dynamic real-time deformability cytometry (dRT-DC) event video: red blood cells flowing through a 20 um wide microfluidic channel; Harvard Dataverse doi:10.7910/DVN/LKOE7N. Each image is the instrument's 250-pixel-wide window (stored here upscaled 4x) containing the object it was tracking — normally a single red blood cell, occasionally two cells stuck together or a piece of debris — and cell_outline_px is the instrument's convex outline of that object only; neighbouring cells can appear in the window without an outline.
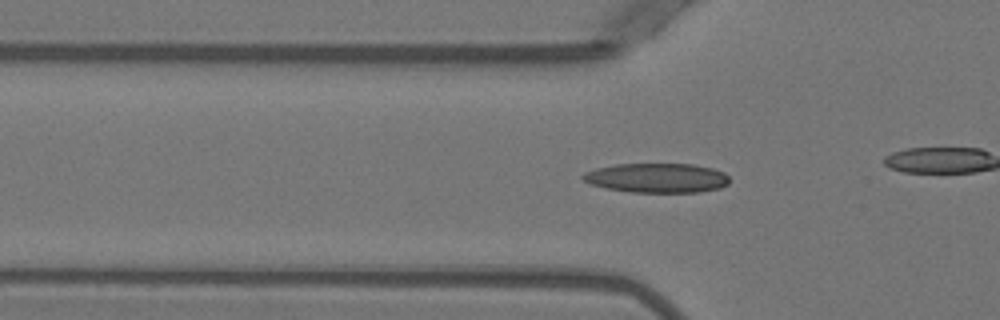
{"species": "Egyptian fruit bat (a non-hibernating species)", "species_latin": "Rousettus aegyptiacus", "temperature_condition": "warm", "stored_images_in_passage": 38, "camera_frame_rate_fps": 3000, "um_per_image_px": 0.085, "animal": {"sex": "female"}, "frame": {"image": 1, "passage_image": 14, "time_ms": 4.333, "image_size_px": [1000, 320], "cell_outline_px": [[728, 184], [720, 188], [700, 192], [632, 192], [608, 188], [592, 184], [584, 180], [580, 176], [584, 172], [596, 168], [616, 164], [692, 164], [712, 168], [724, 172], [728, 176]], "centroid_in_image_um": [55.85, 15.12], "position_along_channel_um": 69.9, "area_um2": 25.09}}
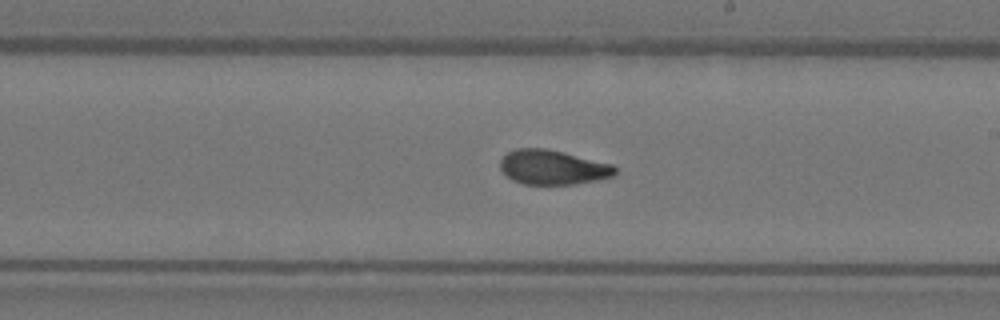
{"frame": {"image": 2, "passage_image": 27, "time_ms": 8.667, "image_size_px": [1000, 320], "cell_outline_px": [[616, 172], [612, 176], [596, 180], [576, 184], [524, 184], [512, 180], [500, 168], [500, 160], [508, 152], [516, 148], [544, 148], [564, 152], [612, 164], [616, 168]], "centroid_in_image_um": [46.97, 14.21], "position_along_channel_um": 242.0, "area_um2": 23.0}}
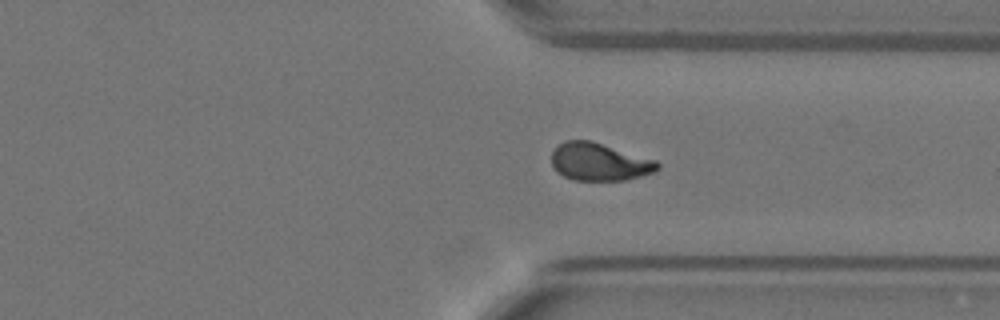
{"frame": {"image": 3, "passage_image": 36, "time_ms": 11.667, "image_size_px": [1000, 320], "cell_outline_px": [[660, 168], [656, 172], [624, 180], [572, 180], [556, 172], [552, 164], [552, 152], [564, 140], [592, 140], [656, 160], [660, 164]], "centroid_in_image_um": [50.96, 13.75], "position_along_channel_um": 360.4, "area_um2": 23.41}}